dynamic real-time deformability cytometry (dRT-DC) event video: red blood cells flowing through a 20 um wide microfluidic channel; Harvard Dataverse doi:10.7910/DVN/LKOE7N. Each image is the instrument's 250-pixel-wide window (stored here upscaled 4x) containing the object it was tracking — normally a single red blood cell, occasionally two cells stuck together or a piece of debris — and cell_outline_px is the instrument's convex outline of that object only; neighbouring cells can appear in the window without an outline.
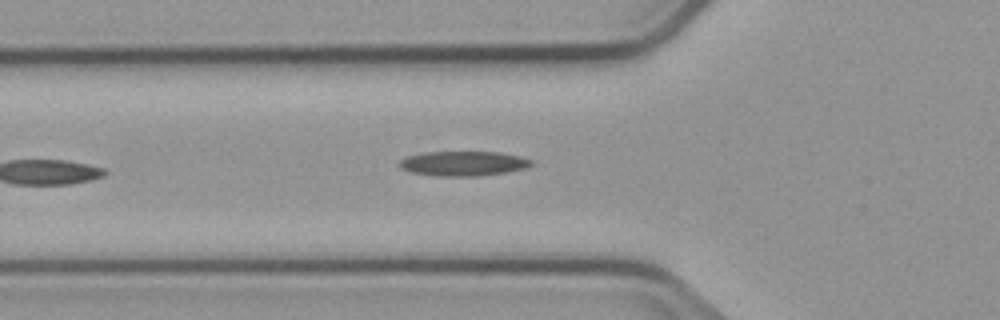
{"species": "common noctule bat (a hibernating species)", "species_latin": "Nyctalus noctula", "temperature_condition": "cold", "stored_images_in_passage": 6, "camera_frame_rate_fps": 3000, "um_per_image_px": 0.085, "animal": {"sex": "male", "body_mass_g": 23.1, "forearm_length_mm": 52.7}, "frame": {"image": 1, "passage_image": 6, "time_ms": 6.0, "image_size_px": [1000, 320], "cell_outline_px": [[536, 164], [528, 168], [504, 172], [476, 176], [436, 176], [412, 172], [400, 168], [396, 164], [400, 160], [408, 156], [424, 152], [500, 152], [520, 156], [532, 160]], "centroid_in_image_um": [39.4, 13.89], "position_along_channel_um": 86.4, "area_um2": 19.13}}